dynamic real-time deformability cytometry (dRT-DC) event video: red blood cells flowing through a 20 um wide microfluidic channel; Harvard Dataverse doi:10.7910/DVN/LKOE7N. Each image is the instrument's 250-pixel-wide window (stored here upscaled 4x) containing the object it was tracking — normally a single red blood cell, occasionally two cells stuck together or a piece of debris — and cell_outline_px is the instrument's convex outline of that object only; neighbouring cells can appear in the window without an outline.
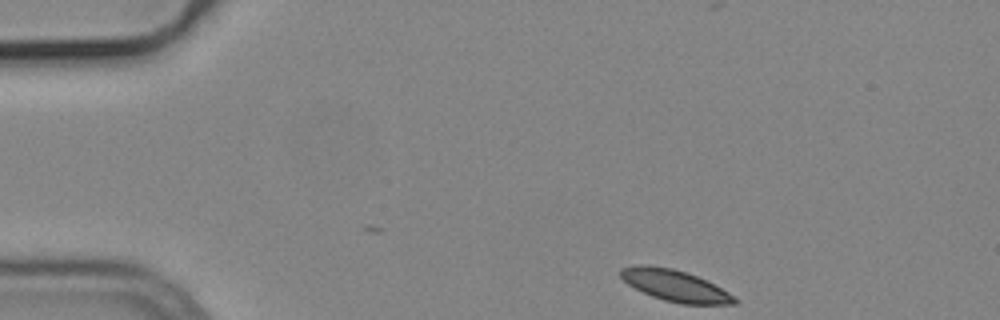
{"species": "common noctule bat (a hibernating species)", "species_latin": "Nyctalus noctula", "temperature_condition": "cold", "stored_images_in_passage": 19, "camera_frame_rate_fps": 3000, "um_per_image_px": 0.085, "animal": {"sex": "male", "body_mass_g": 19.2, "forearm_length_mm": 51.8}, "frame": {"image": 1, "passage_image": 1, "time_ms": 0.0, "image_size_px": [1000, 320], "cell_outline_px": [[740, 300], [736, 304], [680, 304], [664, 300], [652, 296], [628, 284], [620, 276], [620, 268], [640, 264], [644, 264], [672, 268], [688, 272], [736, 296]], "centroid_in_image_um": [57.39, 24.28], "position_along_channel_um": 27.6, "area_um2": 20.75}}
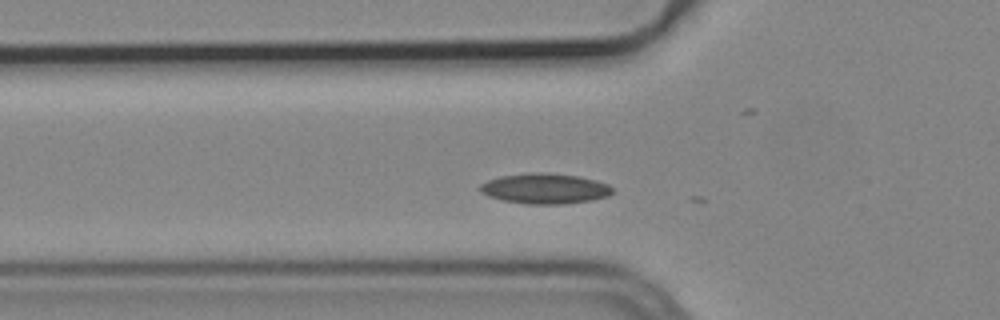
{"frame": {"image": 2, "passage_image": 11, "time_ms": 3.333, "image_size_px": [1000, 320], "cell_outline_px": [[612, 192], [608, 196], [592, 200], [560, 204], [528, 204], [504, 200], [488, 196], [480, 192], [480, 184], [488, 180], [500, 176], [532, 172], [548, 172], [580, 176], [596, 180], [608, 184], [612, 188]], "centroid_in_image_um": [46.32, 16.01], "position_along_channel_um": 79.5, "area_um2": 23.47}}
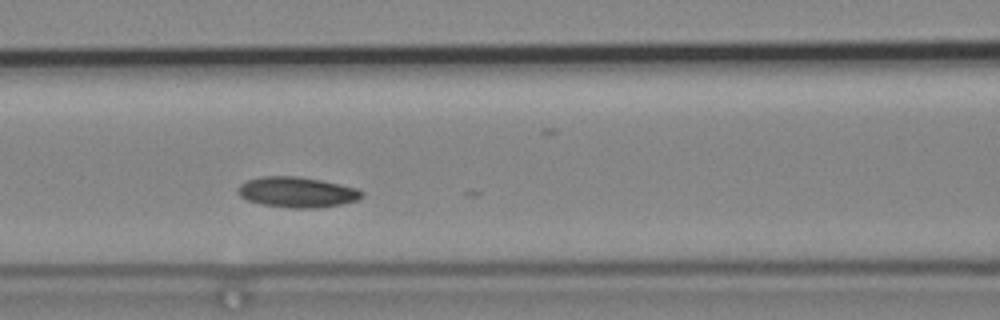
{"frame": {"image": 3, "passage_image": 16, "time_ms": 5.0, "image_size_px": [1000, 320], "cell_outline_px": [[364, 196], [356, 200], [340, 204], [316, 208], [292, 208], [264, 204], [248, 200], [240, 196], [240, 184], [248, 180], [260, 176], [296, 176], [320, 180], [340, 184], [356, 188], [364, 192]], "centroid_in_image_um": [25.28, 16.33], "position_along_channel_um": 141.3, "area_um2": 21.68}}